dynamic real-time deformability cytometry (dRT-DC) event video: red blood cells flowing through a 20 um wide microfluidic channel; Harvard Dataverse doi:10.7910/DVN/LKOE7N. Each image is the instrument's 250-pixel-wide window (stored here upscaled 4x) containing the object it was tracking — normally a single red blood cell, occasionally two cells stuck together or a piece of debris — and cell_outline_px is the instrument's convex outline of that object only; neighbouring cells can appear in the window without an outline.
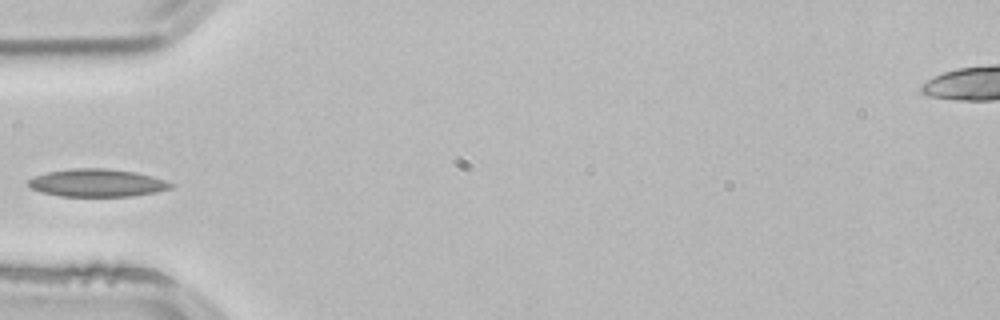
{"species": "common noctule bat (a hibernating species)", "species_latin": "Nyctalus noctula", "temperature_condition": "room temperature", "stored_images_in_passage": 2, "camera_frame_rate_fps": 3000, "um_per_image_px": 0.085, "animal": {"sex": "male", "body_mass_g": 21.5, "forearm_length_mm": 52.0}, "frame": {"image": 1, "passage_image": 2, "time_ms": 0.333, "image_size_px": [1000, 320], "cell_outline_px": [[172, 188], [156, 192], [132, 196], [60, 196], [40, 192], [32, 188], [28, 184], [28, 180], [36, 176], [48, 172], [72, 168], [108, 168], [136, 172], [152, 176], [164, 180], [172, 184]], "centroid_in_image_um": [8.26, 15.54], "position_along_channel_um": 76.7, "area_um2": 22.95}}